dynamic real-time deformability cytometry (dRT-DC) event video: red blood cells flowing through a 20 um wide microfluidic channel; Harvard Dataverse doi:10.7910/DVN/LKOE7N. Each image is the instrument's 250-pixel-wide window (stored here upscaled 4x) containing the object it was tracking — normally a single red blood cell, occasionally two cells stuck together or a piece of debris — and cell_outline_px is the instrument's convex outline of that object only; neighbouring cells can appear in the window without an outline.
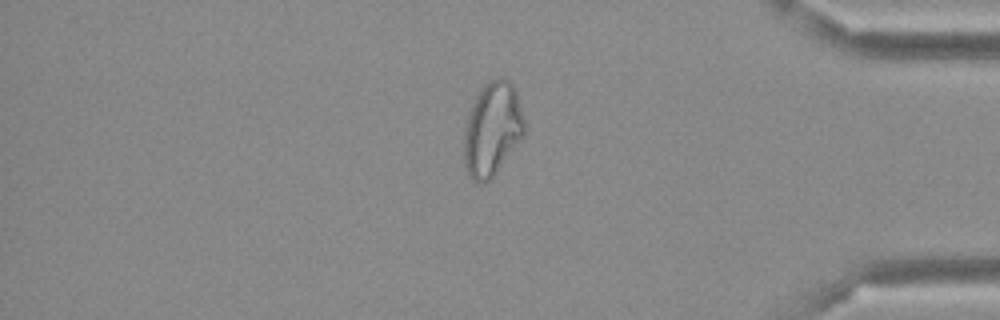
{"species": "Egyptian fruit bat (a non-hibernating species)", "species_latin": "Rousettus aegyptiacus", "temperature_condition": "cold", "stored_images_in_passage": 47, "camera_frame_rate_fps": 3000, "um_per_image_px": 0.085, "frame": {"image": 1, "passage_image": 40, "time_ms": 13.0, "image_size_px": [1000, 320], "cell_outline_px": [[524, 132], [520, 140], [492, 176], [484, 184], [472, 180], [464, 164], [464, 136], [468, 116], [472, 104], [476, 96], [484, 84], [488, 80], [496, 76], [500, 76], [508, 80], [516, 88], [524, 116]], "centroid_in_image_um": [41.85, 10.92], "position_along_channel_um": 393.4, "area_um2": 32.77}}